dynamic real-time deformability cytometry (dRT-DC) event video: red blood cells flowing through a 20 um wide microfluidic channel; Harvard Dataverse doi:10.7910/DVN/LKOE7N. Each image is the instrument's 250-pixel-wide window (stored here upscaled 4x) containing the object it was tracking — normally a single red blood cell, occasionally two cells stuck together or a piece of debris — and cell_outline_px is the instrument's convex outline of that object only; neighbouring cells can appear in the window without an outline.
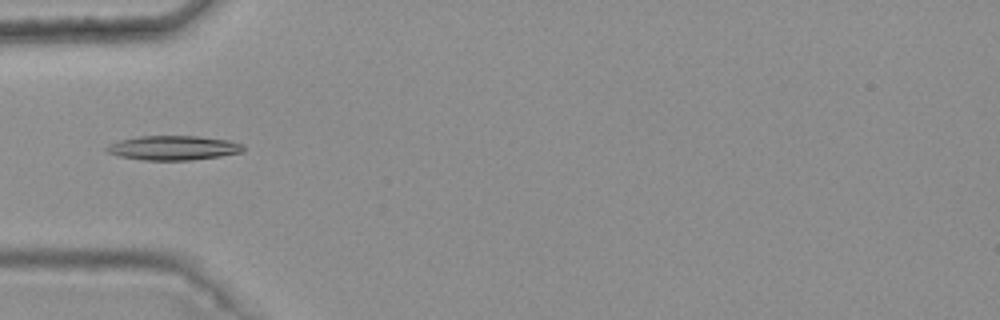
{"species": "common noctule bat (a hibernating species)", "species_latin": "Nyctalus noctula", "temperature_condition": "warm", "stored_images_in_passage": 6, "camera_frame_rate_fps": 3000, "um_per_image_px": 0.085, "animal": {"sex": "female", "body_mass_g": 25.1}, "frame": {"image": 1, "passage_image": 3, "time_ms": 0.667, "image_size_px": [1000, 320], "cell_outline_px": [[244, 152], [220, 156], [192, 160], [140, 160], [120, 156], [108, 152], [104, 148], [120, 140], [140, 136], [196, 136], [228, 140], [244, 144]], "centroid_in_image_um": [14.78, 12.57], "position_along_channel_um": 70.2, "area_um2": 19.36}}
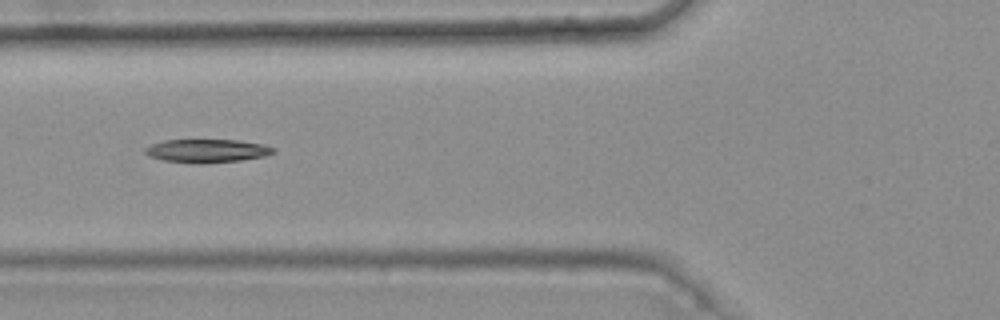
{"frame": {"image": 2, "passage_image": 4, "time_ms": 1.0, "image_size_px": [1000, 320], "cell_outline_px": [[276, 152], [264, 156], [240, 160], [200, 164], [196, 164], [164, 160], [148, 156], [144, 152], [144, 148], [152, 144], [164, 140], [236, 140], [264, 144], [276, 148]], "centroid_in_image_um": [17.59, 12.82], "position_along_channel_um": 108.2, "area_um2": 17.51}}
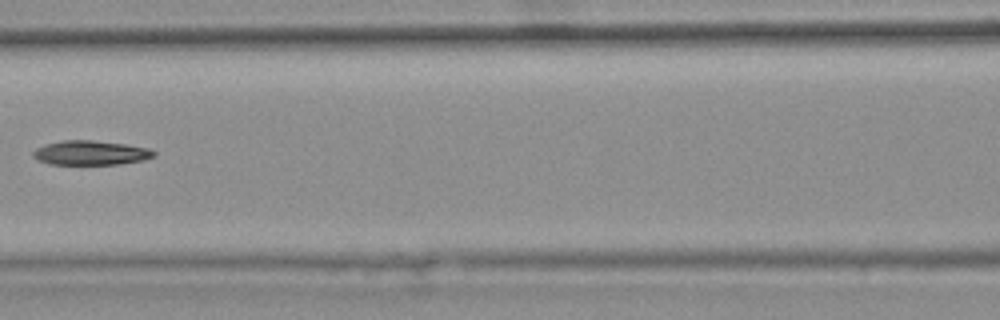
{"frame": {"image": 3, "passage_image": 5, "time_ms": 1.333, "image_size_px": [1000, 320], "cell_outline_px": [[156, 156], [144, 160], [120, 164], [48, 164], [32, 156], [32, 152], [36, 148], [44, 144], [64, 140], [92, 140], [124, 144], [148, 148], [156, 152]], "centroid_in_image_um": [7.71, 12.99], "position_along_channel_um": 158.9, "area_um2": 17.17}}